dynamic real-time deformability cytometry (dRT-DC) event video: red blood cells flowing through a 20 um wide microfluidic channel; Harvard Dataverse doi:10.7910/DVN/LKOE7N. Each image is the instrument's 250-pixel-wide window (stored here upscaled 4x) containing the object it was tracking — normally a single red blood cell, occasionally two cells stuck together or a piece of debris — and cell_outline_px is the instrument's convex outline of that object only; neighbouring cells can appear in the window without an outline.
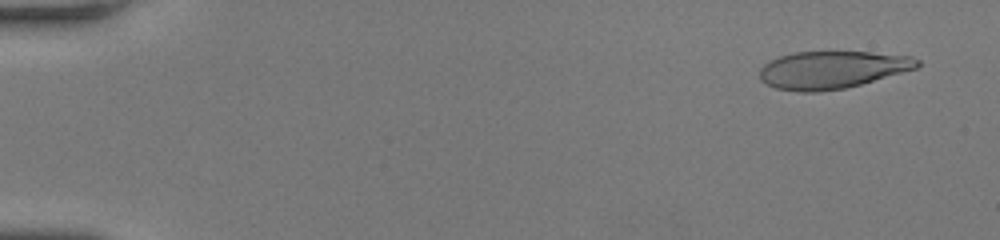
{"species": "human", "species_latin": "Homo sapiens", "temperature_condition": "room temperature", "stored_images_in_passage": 9, "camera_frame_rate_fps": 3000, "um_per_image_px": 0.085, "donor": {"sex": "female"}, "frame": {"image": 1, "passage_image": 3, "time_ms": 0.667, "image_size_px": [1000, 240], "cell_outline_px": [[920, 64], [916, 68], [860, 84], [844, 88], [820, 92], [796, 92], [776, 88], [760, 80], [760, 68], [764, 64], [780, 56], [792, 52], [872, 52], [912, 56], [920, 60]], "centroid_in_image_um": [70.71, 5.93], "position_along_channel_um": 14.3, "area_um2": 34.33}}